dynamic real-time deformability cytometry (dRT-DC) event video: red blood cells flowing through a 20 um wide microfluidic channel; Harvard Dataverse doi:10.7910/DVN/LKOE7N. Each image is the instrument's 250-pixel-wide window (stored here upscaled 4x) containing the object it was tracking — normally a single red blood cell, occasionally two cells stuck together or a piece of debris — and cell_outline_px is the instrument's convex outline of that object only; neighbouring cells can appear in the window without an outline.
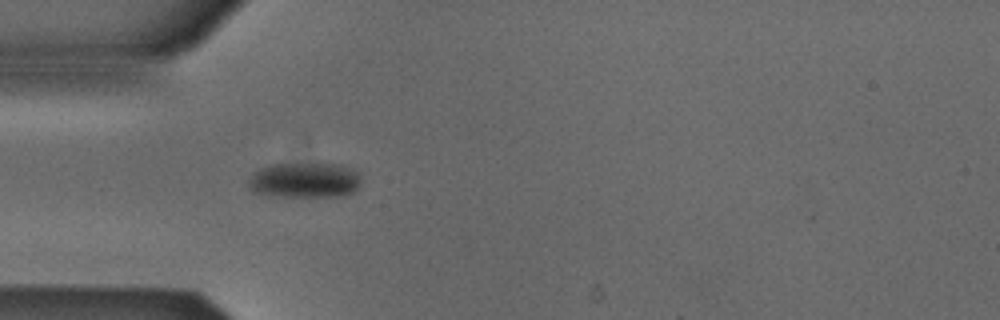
{"species": "Egyptian fruit bat (a non-hibernating species)", "species_latin": "Rousettus aegyptiacus", "temperature_condition": "cold", "stored_images_in_passage": 4, "camera_frame_rate_fps": 3000, "um_per_image_px": 0.085, "animal": {"sex": "male"}, "frame": {"image": 1, "passage_image": 4, "time_ms": 1.0, "image_size_px": [1000, 320], "cell_outline_px": [[360, 184], [356, 192], [344, 196], [272, 196], [252, 192], [248, 184], [248, 180], [252, 172], [260, 168], [272, 164], [340, 164], [356, 172], [360, 180]], "centroid_in_image_um": [25.87, 15.33], "position_along_channel_um": 59.1, "area_um2": 23.29}}